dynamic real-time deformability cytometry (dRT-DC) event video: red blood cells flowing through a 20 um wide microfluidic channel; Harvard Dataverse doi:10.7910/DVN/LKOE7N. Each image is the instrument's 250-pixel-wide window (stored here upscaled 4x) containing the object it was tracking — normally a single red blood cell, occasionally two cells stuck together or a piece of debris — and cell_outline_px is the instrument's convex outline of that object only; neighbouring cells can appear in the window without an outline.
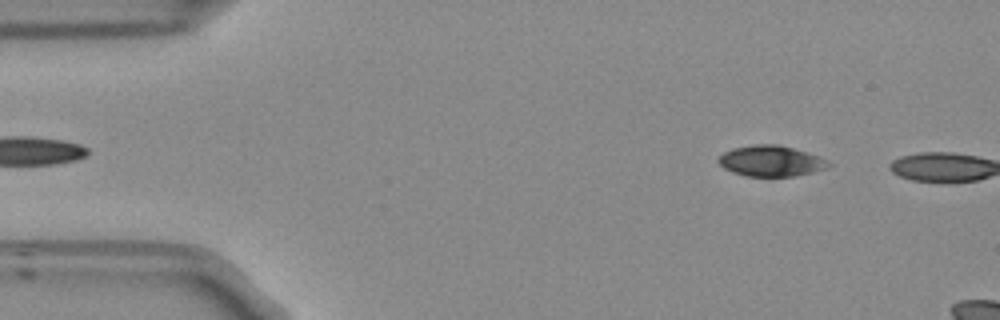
{"species": "Egyptian fruit bat (a non-hibernating species)", "species_latin": "Rousettus aegyptiacus", "temperature_condition": "room temperature", "stored_images_in_passage": 6, "camera_frame_rate_fps": 3000, "um_per_image_px": 0.085, "frame": {"image": 1, "passage_image": 5, "time_ms": 1.333, "image_size_px": [1000, 320], "cell_outline_px": [[832, 164], [824, 168], [812, 172], [792, 176], [744, 176], [732, 172], [724, 168], [716, 160], [724, 152], [732, 148], [756, 144], [776, 144], [792, 148], [816, 156]], "centroid_in_image_um": [65.45, 13.68], "position_along_channel_um": 19.6, "area_um2": 19.36}}